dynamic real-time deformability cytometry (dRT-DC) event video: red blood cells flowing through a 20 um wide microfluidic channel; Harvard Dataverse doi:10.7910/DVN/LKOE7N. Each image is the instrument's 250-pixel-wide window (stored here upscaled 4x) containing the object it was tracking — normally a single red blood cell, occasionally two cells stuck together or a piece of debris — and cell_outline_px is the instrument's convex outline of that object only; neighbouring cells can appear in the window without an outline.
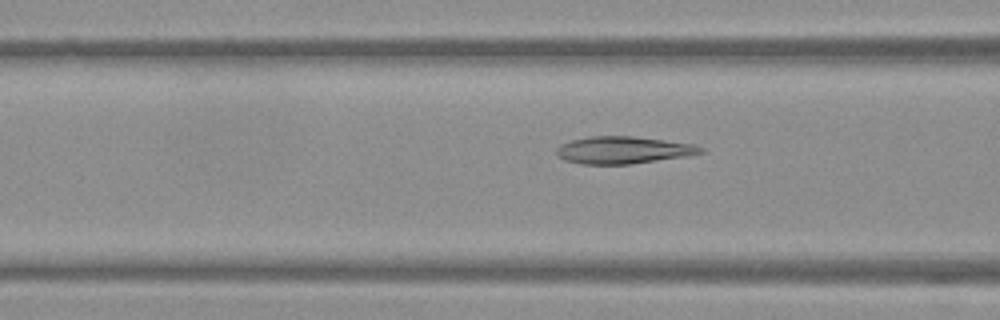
{"species": "Egyptian fruit bat (a non-hibernating species)", "species_latin": "Rousettus aegyptiacus", "temperature_condition": "warm", "stored_images_in_passage": 53, "camera_frame_rate_fps": 3000, "um_per_image_px": 0.085, "frame": {"image": 1, "passage_image": 21, "time_ms": 6.667, "image_size_px": [1000, 320], "cell_outline_px": [[704, 152], [688, 156], [632, 164], [580, 164], [564, 160], [556, 152], [556, 148], [560, 144], [572, 140], [592, 136], [632, 136], [696, 144], [704, 148]], "centroid_in_image_um": [53.0, 12.76], "position_along_channel_um": 113.6, "area_um2": 22.95}}
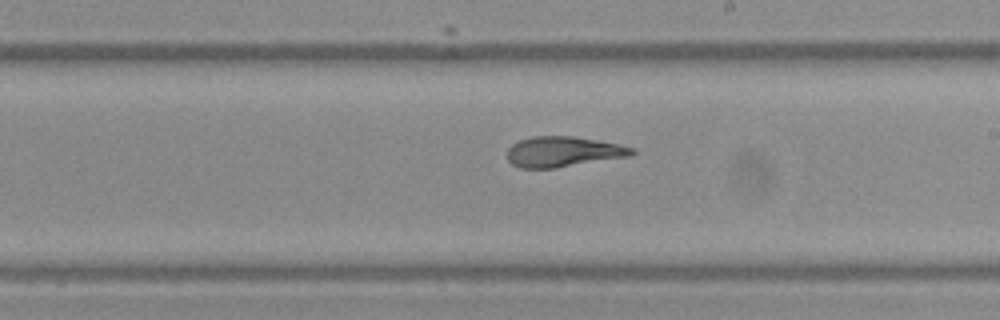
{"frame": {"image": 2, "passage_image": 31, "time_ms": 10.0, "image_size_px": [1000, 320], "cell_outline_px": [[636, 152], [632, 156], [556, 168], [520, 168], [512, 164], [508, 160], [508, 148], [512, 144], [520, 140], [532, 136], [572, 136], [596, 140], [636, 148]], "centroid_in_image_um": [47.89, 12.9], "position_along_channel_um": 241.1, "area_um2": 22.14}}
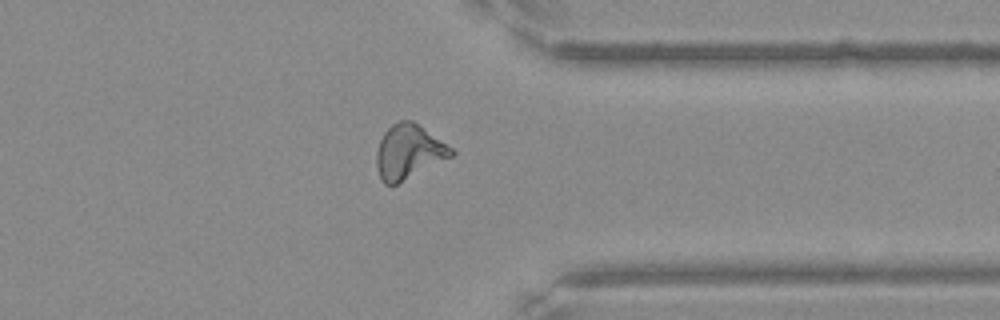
{"frame": {"image": 3, "passage_image": 42, "time_ms": 13.667, "image_size_px": [1000, 320], "cell_outline_px": [[456, 152], [452, 156], [396, 184], [384, 184], [380, 176], [376, 164], [376, 152], [380, 140], [384, 132], [392, 124], [400, 120], [412, 120], [452, 148]], "centroid_in_image_um": [34.72, 12.89], "position_along_channel_um": 376.7, "area_um2": 23.24}, "authors_computed_cell_mechanics": {"area_um2": 22.9466, "velocity_mm_per_s": 3.8258, "shape_relaxation_time_tau1_ms": null, "shape_relaxation_time_tau2_ms": 1.9885, "deformation_change_tau1": null, "deformation_change_tau2": 0.0702}}